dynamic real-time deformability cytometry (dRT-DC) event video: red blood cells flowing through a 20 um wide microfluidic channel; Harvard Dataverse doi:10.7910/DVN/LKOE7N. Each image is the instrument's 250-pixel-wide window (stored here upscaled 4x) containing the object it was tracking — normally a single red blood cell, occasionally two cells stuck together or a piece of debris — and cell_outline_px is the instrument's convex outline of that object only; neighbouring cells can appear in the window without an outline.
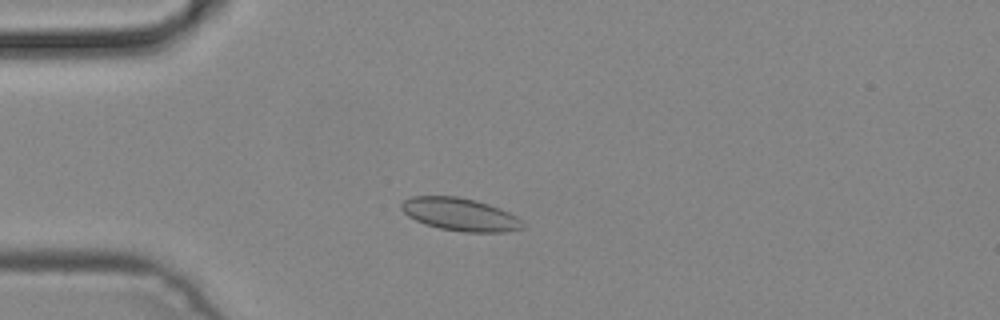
{"species": "common noctule bat (a hibernating species)", "species_latin": "Nyctalus noctula", "temperature_condition": "cold", "stored_images_in_passage": 42, "camera_frame_rate_fps": 3000, "um_per_image_px": 0.085, "animal": {"sex": "male", "body_mass_g": 19.2, "forearm_length_mm": 51.8}, "frame": {"image": 1, "passage_image": 6, "time_ms": 1.667, "image_size_px": [1000, 320], "cell_outline_px": [[524, 228], [504, 232], [464, 232], [440, 228], [424, 224], [408, 216], [400, 208], [400, 204], [404, 200], [412, 196], [456, 196], [476, 200], [500, 208], [516, 216], [520, 220]], "centroid_in_image_um": [39.08, 18.22], "position_along_channel_um": 45.9, "area_um2": 23.12}}
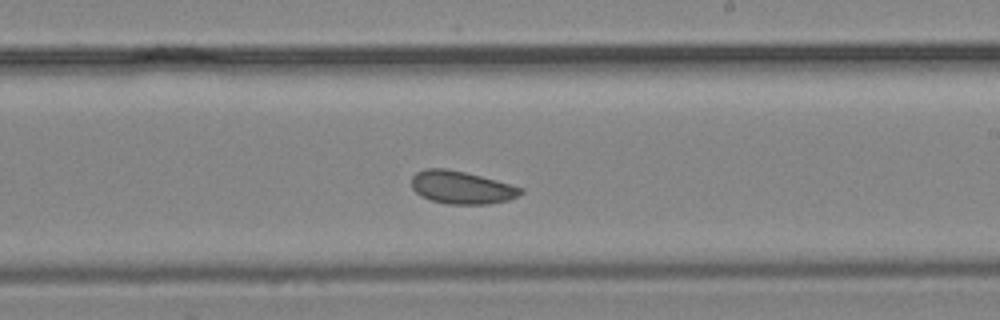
{"frame": {"image": 2, "passage_image": 22, "time_ms": 7.0, "image_size_px": [1000, 320], "cell_outline_px": [[524, 192], [508, 200], [488, 204], [448, 204], [432, 200], [420, 196], [412, 188], [412, 176], [416, 172], [424, 168], [444, 168], [464, 172], [480, 176], [524, 188]], "centroid_in_image_um": [39.21, 15.93], "position_along_channel_um": 249.8, "area_um2": 20.75}}
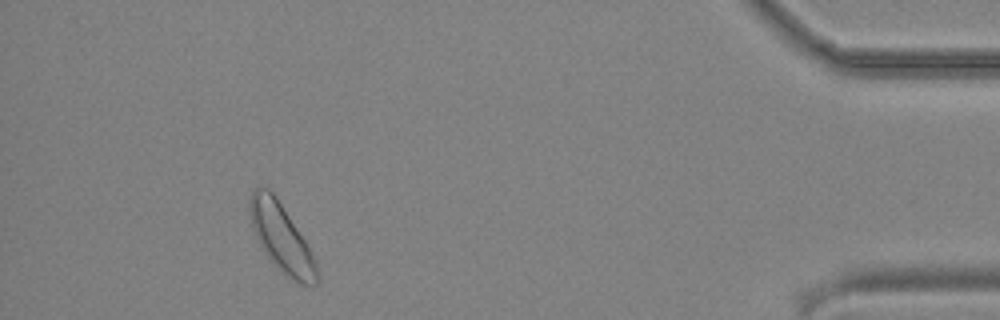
{"frame": {"image": 3, "passage_image": 38, "time_ms": 12.333, "image_size_px": [1000, 320], "cell_outline_px": [[320, 280], [316, 284], [304, 284], [296, 280], [272, 264], [256, 240], [252, 228], [248, 204], [252, 192], [260, 184], [268, 188], [276, 196], [312, 252], [316, 264]], "centroid_in_image_um": [23.88, 20.17], "position_along_channel_um": 411.3, "area_um2": 26.36}}